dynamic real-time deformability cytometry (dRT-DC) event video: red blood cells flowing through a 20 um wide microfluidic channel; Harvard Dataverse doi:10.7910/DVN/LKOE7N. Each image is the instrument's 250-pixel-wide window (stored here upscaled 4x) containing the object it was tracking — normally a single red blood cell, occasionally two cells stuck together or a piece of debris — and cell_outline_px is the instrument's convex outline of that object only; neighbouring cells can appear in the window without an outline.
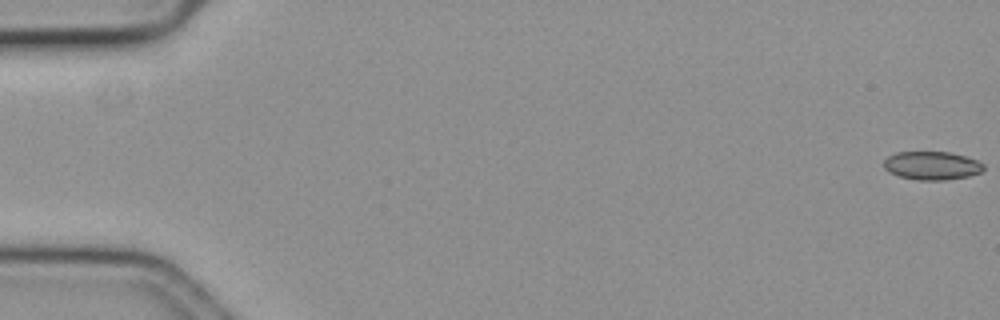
{"species": "common noctule bat (a hibernating species)", "species_latin": "Nyctalus noctula", "temperature_condition": "cold", "stored_images_in_passage": 60, "camera_frame_rate_fps": 3000, "um_per_image_px": 0.085, "animal": {"sex": "female", "body_mass_g": 19.3, "forearm_length_mm": 54.1}, "frame": {"image": 1, "passage_image": 1, "time_ms": 0.0, "image_size_px": [1000, 320], "cell_outline_px": [[984, 168], [980, 172], [968, 176], [944, 180], [920, 180], [900, 176], [888, 172], [884, 168], [884, 160], [888, 156], [896, 152], [948, 152], [964, 156], [976, 160], [984, 164]], "centroid_in_image_um": [79.19, 14.07], "position_along_channel_um": 5.8, "area_um2": 16.36}}
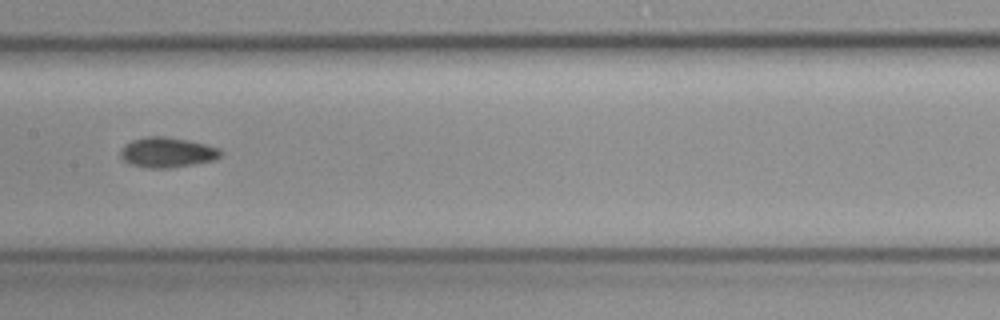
{"frame": {"image": 2, "passage_image": 31, "time_ms": 10.0, "image_size_px": [1000, 320], "cell_outline_px": [[224, 152], [216, 160], [172, 168], [144, 168], [132, 164], [124, 160], [120, 156], [120, 148], [124, 144], [132, 140], [148, 136], [164, 136], [188, 140], [220, 148]], "centroid_in_image_um": [14.22, 12.96], "position_along_channel_um": 193.2, "area_um2": 17.8}}
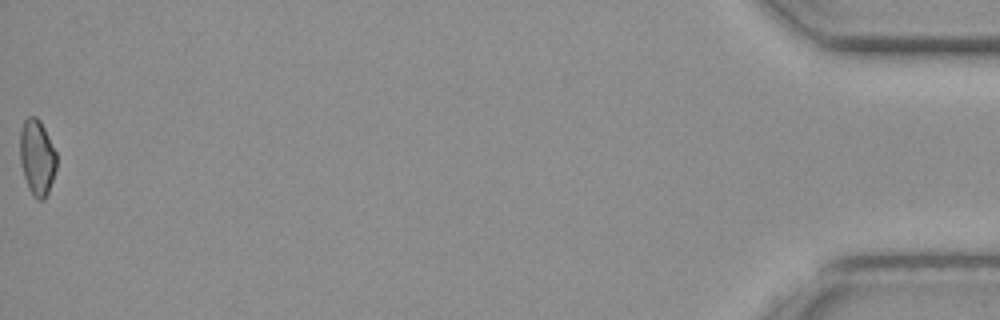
{"frame": {"image": 3, "passage_image": 60, "time_ms": 19.667, "image_size_px": [1000, 320], "cell_outline_px": [[56, 168], [48, 192], [44, 200], [36, 200], [28, 188], [24, 176], [20, 160], [20, 128], [24, 120], [28, 116], [36, 116], [40, 120], [56, 152]], "centroid_in_image_um": [3.14, 13.37], "position_along_channel_um": 432.1, "area_um2": 16.13}}